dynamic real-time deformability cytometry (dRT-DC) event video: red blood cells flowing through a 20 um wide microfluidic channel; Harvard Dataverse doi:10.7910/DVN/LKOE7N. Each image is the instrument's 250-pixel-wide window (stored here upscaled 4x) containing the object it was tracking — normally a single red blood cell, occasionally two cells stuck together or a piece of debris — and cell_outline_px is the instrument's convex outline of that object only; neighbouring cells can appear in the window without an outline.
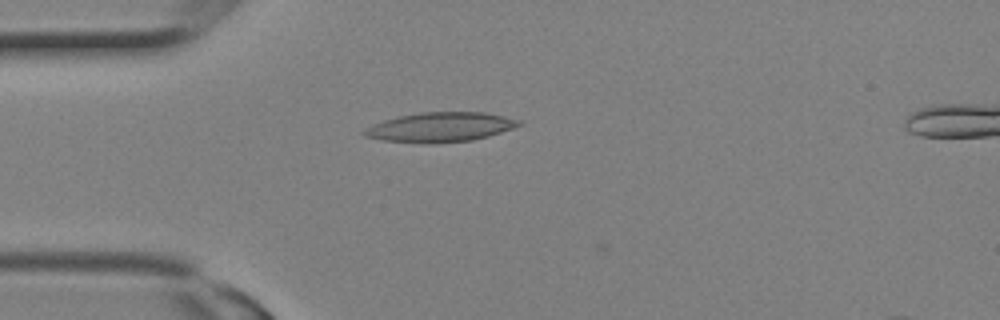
{"species": "Egyptian fruit bat (a non-hibernating species)", "species_latin": "Rousettus aegyptiacus", "temperature_condition": "room temperature", "stored_images_in_passage": 5, "camera_frame_rate_fps": 3000, "um_per_image_px": 0.085, "animal": {"sex": "female"}, "frame": {"image": 1, "passage_image": 1, "time_ms": 0.0, "image_size_px": [1000, 320], "cell_outline_px": [[524, 124], [488, 136], [472, 140], [432, 144], [384, 140], [364, 136], [360, 132], [372, 124], [384, 120], [400, 116], [420, 112], [484, 112], [504, 116], [520, 120]], "centroid_in_image_um": [37.42, 10.81], "position_along_channel_um": 47.6, "area_um2": 26.65}}
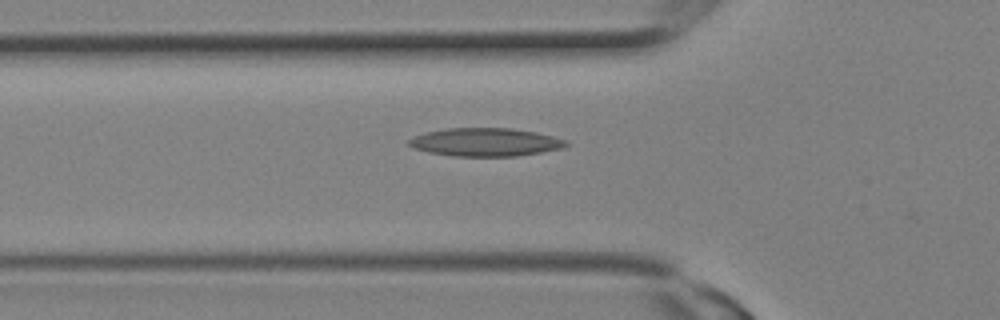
{"frame": {"image": 2, "passage_image": 3, "time_ms": 0.667, "image_size_px": [1000, 320], "cell_outline_px": [[568, 144], [564, 148], [516, 156], [452, 156], [428, 152], [412, 148], [408, 144], [408, 140], [416, 136], [428, 132], [444, 128], [512, 128], [536, 132], [552, 136], [564, 140]], "centroid_in_image_um": [41.24, 12.08], "position_along_channel_um": 84.6, "area_um2": 25.72}}
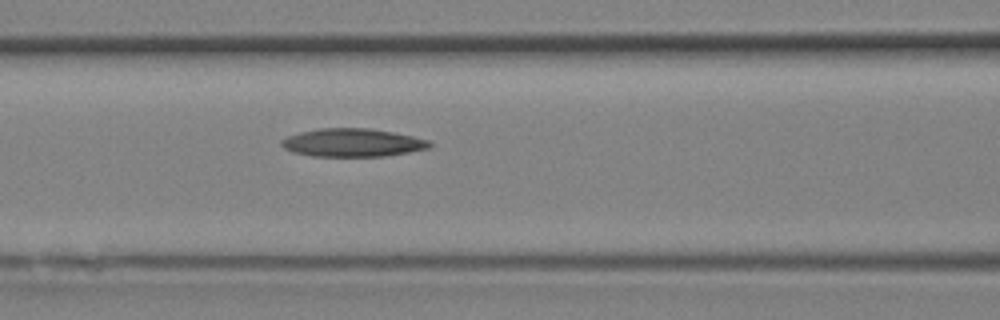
{"frame": {"image": 3, "passage_image": 5, "time_ms": 1.333, "image_size_px": [1000, 320], "cell_outline_px": [[432, 148], [384, 156], [312, 156], [292, 152], [284, 148], [280, 144], [280, 140], [288, 136], [300, 132], [320, 128], [368, 128], [392, 132], [412, 136], [428, 140], [432, 144]], "centroid_in_image_um": [29.95, 12.13], "position_along_channel_um": 136.6, "area_um2": 24.28}}